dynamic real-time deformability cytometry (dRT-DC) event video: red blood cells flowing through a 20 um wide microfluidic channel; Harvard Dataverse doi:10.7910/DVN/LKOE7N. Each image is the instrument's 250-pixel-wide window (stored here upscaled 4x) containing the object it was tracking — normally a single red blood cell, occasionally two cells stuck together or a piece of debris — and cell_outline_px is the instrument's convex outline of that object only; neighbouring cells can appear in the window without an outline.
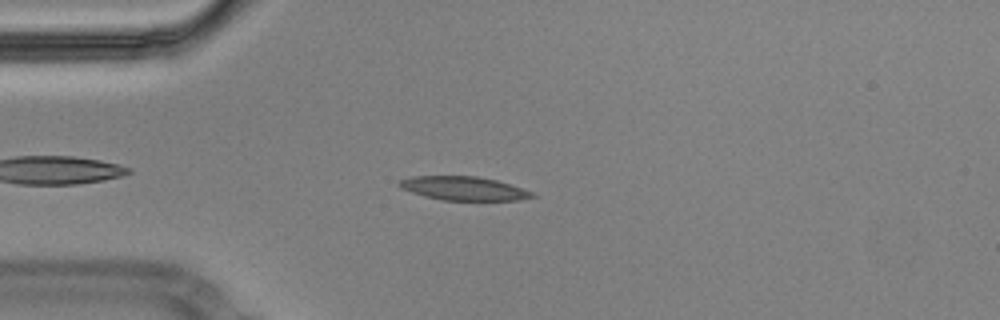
{"species": "Egyptian fruit bat (a non-hibernating species)", "species_latin": "Rousettus aegyptiacus", "temperature_condition": "cold", "stored_images_in_passage": 50, "camera_frame_rate_fps": 3000, "um_per_image_px": 0.085, "animal": {"sex": "male"}, "frame": {"image": 1, "passage_image": 8, "time_ms": 2.333, "image_size_px": [1000, 320], "cell_outline_px": [[536, 196], [516, 200], [440, 200], [424, 196], [400, 188], [396, 184], [400, 180], [412, 176], [476, 176], [496, 180], [532, 192]], "centroid_in_image_um": [39.34, 16.01], "position_along_channel_um": 45.7, "area_um2": 18.21}}
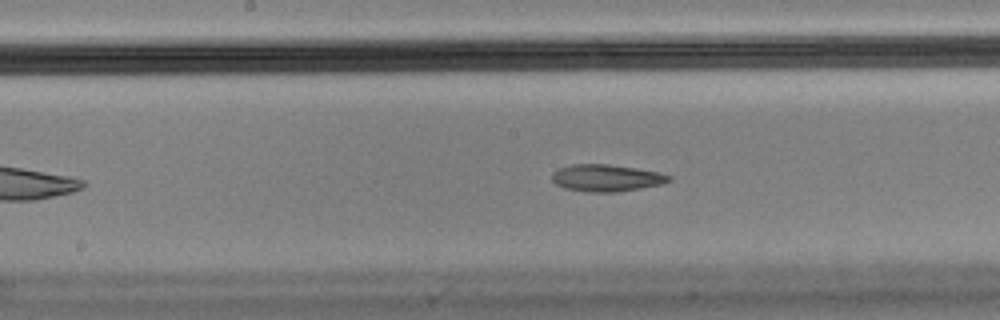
{"frame": {"image": 2, "passage_image": 22, "time_ms": 7.0, "image_size_px": [1000, 320], "cell_outline_px": [[672, 180], [660, 184], [640, 188], [616, 192], [588, 192], [564, 188], [556, 184], [552, 180], [552, 172], [560, 168], [572, 164], [608, 164], [636, 168], [660, 172], [672, 176]], "centroid_in_image_um": [51.54, 15.12], "position_along_channel_um": 196.7, "area_um2": 18.38}}
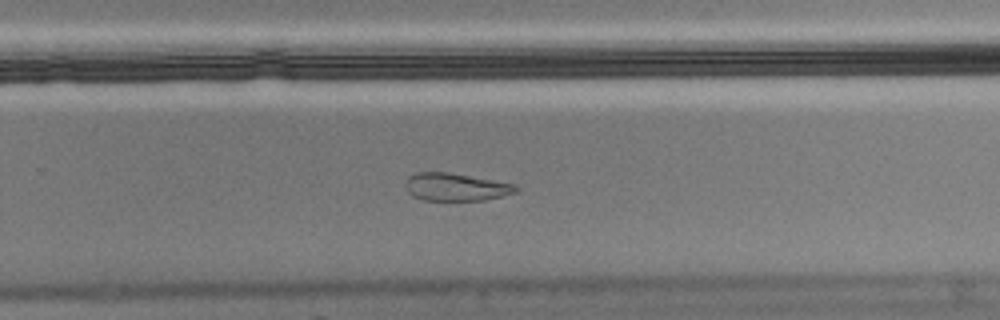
{"frame": {"image": 3, "passage_image": 30, "time_ms": 9.667, "image_size_px": [1000, 320], "cell_outline_px": [[520, 192], [484, 200], [424, 200], [412, 196], [408, 192], [404, 184], [408, 176], [416, 172], [448, 172], [516, 184], [520, 188]], "centroid_in_image_um": [38.76, 15.89], "position_along_channel_um": 291.0, "area_um2": 18.03}, "authors_computed_cell_mechanics": {"area_um2": 19.2474, "velocity_mm_per_s": 3.5574, "shape_relaxation_time_tau1_ms": null, "shape_relaxation_time_tau2_ms": 4.4891, "deformation_change_tau1": null, "deformation_change_tau2": 0.0824}}